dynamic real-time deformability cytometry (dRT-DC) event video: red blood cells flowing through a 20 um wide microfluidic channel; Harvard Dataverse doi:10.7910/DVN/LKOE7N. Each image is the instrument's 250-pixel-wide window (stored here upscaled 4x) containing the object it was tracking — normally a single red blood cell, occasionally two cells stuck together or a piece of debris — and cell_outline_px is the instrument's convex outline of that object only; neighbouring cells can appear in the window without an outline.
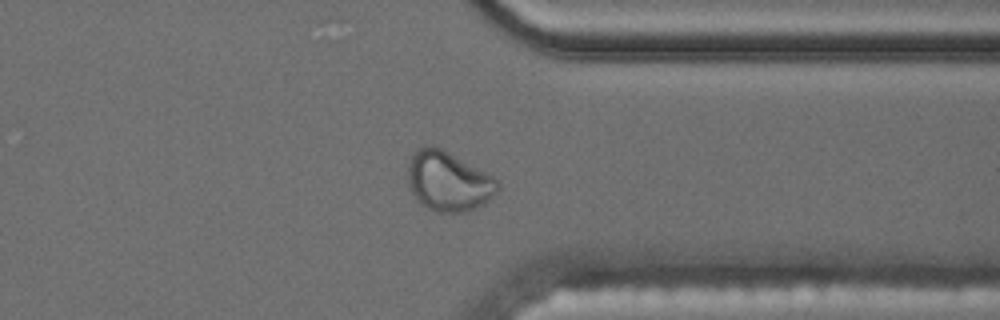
{"species": "common noctule bat (a hibernating species)", "species_latin": "Nyctalus noctula", "temperature_condition": "cold", "stored_images_in_passage": 50, "camera_frame_rate_fps": 3000, "um_per_image_px": 0.085, "animal": {"sex": "male", "body_mass_g": 17.5, "forearm_length_mm": 52.3}, "frame": {"image": 1, "passage_image": 36, "time_ms": 11.667, "image_size_px": [1000, 320], "cell_outline_px": [[500, 188], [484, 204], [460, 212], [436, 212], [420, 204], [416, 200], [408, 184], [408, 164], [412, 156], [420, 148], [428, 144], [432, 144], [448, 152], [492, 176], [500, 184]], "centroid_in_image_um": [38.08, 15.42], "position_along_channel_um": 373.3, "area_um2": 30.81}, "authors_computed_cell_mechanics": {"area_um2": 20.4612, "velocity_mm_per_s": 3.5081, "shape_relaxation_time_tau1_ms": null, "shape_relaxation_time_tau2_ms": 1.381, "deformation_change_tau1": null, "deformation_change_tau2": 0.0621}}